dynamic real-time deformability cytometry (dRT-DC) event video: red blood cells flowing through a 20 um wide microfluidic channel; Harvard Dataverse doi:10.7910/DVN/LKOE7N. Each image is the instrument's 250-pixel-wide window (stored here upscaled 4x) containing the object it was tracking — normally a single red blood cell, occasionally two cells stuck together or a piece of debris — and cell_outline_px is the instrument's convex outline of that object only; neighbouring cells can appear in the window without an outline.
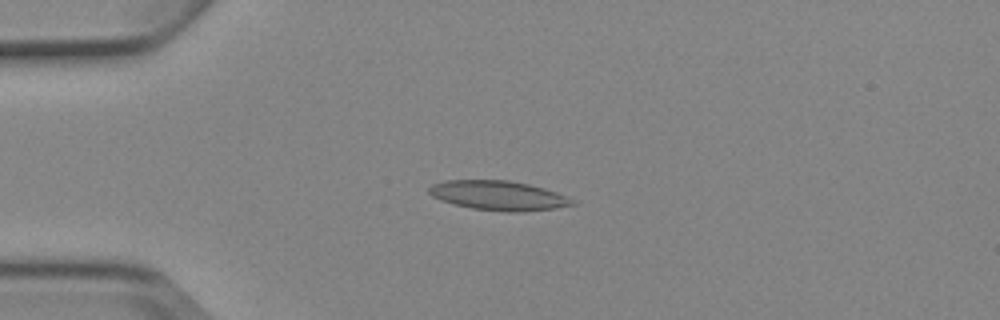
{"species": "Egyptian fruit bat (a non-hibernating species)", "species_latin": "Rousettus aegyptiacus", "temperature_condition": "cold", "stored_images_in_passage": 8, "camera_frame_rate_fps": 3000, "um_per_image_px": 0.085, "animal": {"sex": "female"}, "frame": {"image": 1, "passage_image": 4, "time_ms": 3.333, "image_size_px": [1000, 320], "cell_outline_px": [[576, 204], [556, 208], [520, 212], [504, 212], [472, 208], [452, 204], [440, 200], [432, 196], [428, 192], [428, 188], [432, 184], [444, 180], [508, 180], [528, 184], [544, 188], [556, 192], [576, 200]], "centroid_in_image_um": [42.36, 16.62], "position_along_channel_um": 42.6, "area_um2": 24.8}}
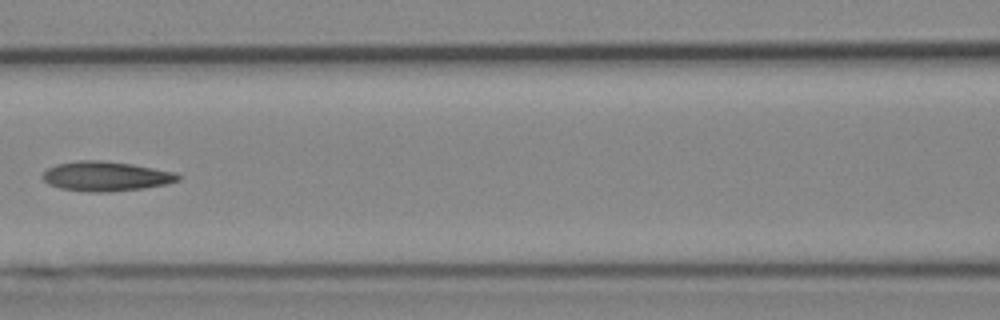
{"frame": {"image": 2, "passage_image": 7, "time_ms": 7.0, "image_size_px": [1000, 320], "cell_outline_px": [[180, 180], [168, 184], [144, 188], [112, 192], [88, 192], [60, 188], [48, 184], [44, 180], [44, 172], [48, 168], [56, 164], [76, 160], [100, 160], [132, 164], [176, 172], [180, 176]], "centroid_in_image_um": [9.02, 14.98], "position_along_channel_um": 157.6, "area_um2": 23.52}}
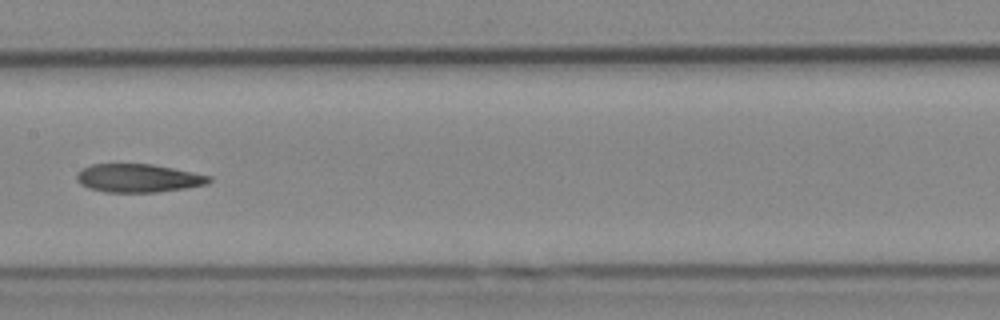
{"frame": {"image": 3, "passage_image": 8, "time_ms": 8.0, "image_size_px": [1000, 320], "cell_outline_px": [[212, 180], [208, 184], [188, 188], [156, 192], [104, 192], [88, 188], [80, 184], [76, 180], [76, 176], [84, 168], [92, 164], [152, 164], [212, 176]], "centroid_in_image_um": [11.78, 15.15], "position_along_channel_um": 195.6, "area_um2": 21.85}}